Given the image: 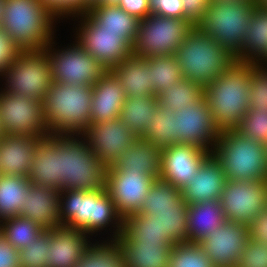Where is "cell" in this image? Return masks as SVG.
Instances as JSON below:
<instances>
[{"instance_id": "obj_50", "label": "cell", "mask_w": 267, "mask_h": 267, "mask_svg": "<svg viewBox=\"0 0 267 267\" xmlns=\"http://www.w3.org/2000/svg\"><path fill=\"white\" fill-rule=\"evenodd\" d=\"M210 0H182L185 19L197 26L203 19Z\"/></svg>"}, {"instance_id": "obj_28", "label": "cell", "mask_w": 267, "mask_h": 267, "mask_svg": "<svg viewBox=\"0 0 267 267\" xmlns=\"http://www.w3.org/2000/svg\"><path fill=\"white\" fill-rule=\"evenodd\" d=\"M161 150L144 137H138L133 146L124 151L107 170L141 171L160 179Z\"/></svg>"}, {"instance_id": "obj_13", "label": "cell", "mask_w": 267, "mask_h": 267, "mask_svg": "<svg viewBox=\"0 0 267 267\" xmlns=\"http://www.w3.org/2000/svg\"><path fill=\"white\" fill-rule=\"evenodd\" d=\"M220 202L227 221L249 224L267 207V181L226 180Z\"/></svg>"}, {"instance_id": "obj_40", "label": "cell", "mask_w": 267, "mask_h": 267, "mask_svg": "<svg viewBox=\"0 0 267 267\" xmlns=\"http://www.w3.org/2000/svg\"><path fill=\"white\" fill-rule=\"evenodd\" d=\"M112 243L89 246L75 267H124V256L120 245L116 240Z\"/></svg>"}, {"instance_id": "obj_5", "label": "cell", "mask_w": 267, "mask_h": 267, "mask_svg": "<svg viewBox=\"0 0 267 267\" xmlns=\"http://www.w3.org/2000/svg\"><path fill=\"white\" fill-rule=\"evenodd\" d=\"M214 145L212 154L220 162L227 180L267 181L264 144L241 135L237 130H226L220 132Z\"/></svg>"}, {"instance_id": "obj_4", "label": "cell", "mask_w": 267, "mask_h": 267, "mask_svg": "<svg viewBox=\"0 0 267 267\" xmlns=\"http://www.w3.org/2000/svg\"><path fill=\"white\" fill-rule=\"evenodd\" d=\"M184 79L205 87L213 83L235 61L212 36L194 26L174 53Z\"/></svg>"}, {"instance_id": "obj_58", "label": "cell", "mask_w": 267, "mask_h": 267, "mask_svg": "<svg viewBox=\"0 0 267 267\" xmlns=\"http://www.w3.org/2000/svg\"><path fill=\"white\" fill-rule=\"evenodd\" d=\"M89 4L94 3L96 0H86Z\"/></svg>"}, {"instance_id": "obj_32", "label": "cell", "mask_w": 267, "mask_h": 267, "mask_svg": "<svg viewBox=\"0 0 267 267\" xmlns=\"http://www.w3.org/2000/svg\"><path fill=\"white\" fill-rule=\"evenodd\" d=\"M257 57H261L258 58L260 60L267 57V8L255 4L243 46L234 58L237 61L250 63H255L256 59L258 63Z\"/></svg>"}, {"instance_id": "obj_23", "label": "cell", "mask_w": 267, "mask_h": 267, "mask_svg": "<svg viewBox=\"0 0 267 267\" xmlns=\"http://www.w3.org/2000/svg\"><path fill=\"white\" fill-rule=\"evenodd\" d=\"M28 179L36 186L62 190V179L59 176V134H49L38 140Z\"/></svg>"}, {"instance_id": "obj_8", "label": "cell", "mask_w": 267, "mask_h": 267, "mask_svg": "<svg viewBox=\"0 0 267 267\" xmlns=\"http://www.w3.org/2000/svg\"><path fill=\"white\" fill-rule=\"evenodd\" d=\"M138 213L151 216V223L174 244L188 242V204L172 183L156 179Z\"/></svg>"}, {"instance_id": "obj_21", "label": "cell", "mask_w": 267, "mask_h": 267, "mask_svg": "<svg viewBox=\"0 0 267 267\" xmlns=\"http://www.w3.org/2000/svg\"><path fill=\"white\" fill-rule=\"evenodd\" d=\"M220 162L211 153L195 173L193 180L181 190L188 205L211 200H220L226 183Z\"/></svg>"}, {"instance_id": "obj_2", "label": "cell", "mask_w": 267, "mask_h": 267, "mask_svg": "<svg viewBox=\"0 0 267 267\" xmlns=\"http://www.w3.org/2000/svg\"><path fill=\"white\" fill-rule=\"evenodd\" d=\"M92 95V86L53 81L42 102L49 134H82L90 125Z\"/></svg>"}, {"instance_id": "obj_37", "label": "cell", "mask_w": 267, "mask_h": 267, "mask_svg": "<svg viewBox=\"0 0 267 267\" xmlns=\"http://www.w3.org/2000/svg\"><path fill=\"white\" fill-rule=\"evenodd\" d=\"M147 213H136L123 220V232L133 241L142 243L174 244L167 235H163L152 223Z\"/></svg>"}, {"instance_id": "obj_26", "label": "cell", "mask_w": 267, "mask_h": 267, "mask_svg": "<svg viewBox=\"0 0 267 267\" xmlns=\"http://www.w3.org/2000/svg\"><path fill=\"white\" fill-rule=\"evenodd\" d=\"M39 139L5 133L0 140V174L28 177Z\"/></svg>"}, {"instance_id": "obj_47", "label": "cell", "mask_w": 267, "mask_h": 267, "mask_svg": "<svg viewBox=\"0 0 267 267\" xmlns=\"http://www.w3.org/2000/svg\"><path fill=\"white\" fill-rule=\"evenodd\" d=\"M149 4L152 14L185 19L182 0H149Z\"/></svg>"}, {"instance_id": "obj_19", "label": "cell", "mask_w": 267, "mask_h": 267, "mask_svg": "<svg viewBox=\"0 0 267 267\" xmlns=\"http://www.w3.org/2000/svg\"><path fill=\"white\" fill-rule=\"evenodd\" d=\"M194 144H174L161 149L160 179L182 189L193 180L204 160L211 154Z\"/></svg>"}, {"instance_id": "obj_45", "label": "cell", "mask_w": 267, "mask_h": 267, "mask_svg": "<svg viewBox=\"0 0 267 267\" xmlns=\"http://www.w3.org/2000/svg\"><path fill=\"white\" fill-rule=\"evenodd\" d=\"M237 267H267V244L249 240L240 254Z\"/></svg>"}, {"instance_id": "obj_27", "label": "cell", "mask_w": 267, "mask_h": 267, "mask_svg": "<svg viewBox=\"0 0 267 267\" xmlns=\"http://www.w3.org/2000/svg\"><path fill=\"white\" fill-rule=\"evenodd\" d=\"M118 79L126 96L154 95L150 63L145 57L131 54L110 70Z\"/></svg>"}, {"instance_id": "obj_57", "label": "cell", "mask_w": 267, "mask_h": 267, "mask_svg": "<svg viewBox=\"0 0 267 267\" xmlns=\"http://www.w3.org/2000/svg\"><path fill=\"white\" fill-rule=\"evenodd\" d=\"M5 135V132L3 130V127H2V124H1V121H0V140L2 139V137Z\"/></svg>"}, {"instance_id": "obj_38", "label": "cell", "mask_w": 267, "mask_h": 267, "mask_svg": "<svg viewBox=\"0 0 267 267\" xmlns=\"http://www.w3.org/2000/svg\"><path fill=\"white\" fill-rule=\"evenodd\" d=\"M146 59L150 63L154 96L158 97L169 86L184 78L174 55L152 56Z\"/></svg>"}, {"instance_id": "obj_41", "label": "cell", "mask_w": 267, "mask_h": 267, "mask_svg": "<svg viewBox=\"0 0 267 267\" xmlns=\"http://www.w3.org/2000/svg\"><path fill=\"white\" fill-rule=\"evenodd\" d=\"M168 267H214L198 243L183 242L171 248Z\"/></svg>"}, {"instance_id": "obj_53", "label": "cell", "mask_w": 267, "mask_h": 267, "mask_svg": "<svg viewBox=\"0 0 267 267\" xmlns=\"http://www.w3.org/2000/svg\"><path fill=\"white\" fill-rule=\"evenodd\" d=\"M120 0H96L90 5H118Z\"/></svg>"}, {"instance_id": "obj_35", "label": "cell", "mask_w": 267, "mask_h": 267, "mask_svg": "<svg viewBox=\"0 0 267 267\" xmlns=\"http://www.w3.org/2000/svg\"><path fill=\"white\" fill-rule=\"evenodd\" d=\"M145 139L151 141L160 150L174 144H183L176 134L175 112L159 106L149 126L146 128Z\"/></svg>"}, {"instance_id": "obj_34", "label": "cell", "mask_w": 267, "mask_h": 267, "mask_svg": "<svg viewBox=\"0 0 267 267\" xmlns=\"http://www.w3.org/2000/svg\"><path fill=\"white\" fill-rule=\"evenodd\" d=\"M28 177L0 174V218L18 216L30 186Z\"/></svg>"}, {"instance_id": "obj_44", "label": "cell", "mask_w": 267, "mask_h": 267, "mask_svg": "<svg viewBox=\"0 0 267 267\" xmlns=\"http://www.w3.org/2000/svg\"><path fill=\"white\" fill-rule=\"evenodd\" d=\"M259 66V62L252 63L250 74L249 108L255 112L267 110V69L263 70Z\"/></svg>"}, {"instance_id": "obj_43", "label": "cell", "mask_w": 267, "mask_h": 267, "mask_svg": "<svg viewBox=\"0 0 267 267\" xmlns=\"http://www.w3.org/2000/svg\"><path fill=\"white\" fill-rule=\"evenodd\" d=\"M241 135L252 138L255 142L267 144V110L255 112L248 109L242 118L241 125L236 129Z\"/></svg>"}, {"instance_id": "obj_39", "label": "cell", "mask_w": 267, "mask_h": 267, "mask_svg": "<svg viewBox=\"0 0 267 267\" xmlns=\"http://www.w3.org/2000/svg\"><path fill=\"white\" fill-rule=\"evenodd\" d=\"M4 221L3 225H0V233L17 250L34 242L44 230L37 223L19 215L4 219Z\"/></svg>"}, {"instance_id": "obj_16", "label": "cell", "mask_w": 267, "mask_h": 267, "mask_svg": "<svg viewBox=\"0 0 267 267\" xmlns=\"http://www.w3.org/2000/svg\"><path fill=\"white\" fill-rule=\"evenodd\" d=\"M84 23L80 28L78 43L89 52L108 71L132 54V48L124 41V34L102 31L86 11Z\"/></svg>"}, {"instance_id": "obj_18", "label": "cell", "mask_w": 267, "mask_h": 267, "mask_svg": "<svg viewBox=\"0 0 267 267\" xmlns=\"http://www.w3.org/2000/svg\"><path fill=\"white\" fill-rule=\"evenodd\" d=\"M88 138V147L107 166L124 151L133 146L138 138L122 120L114 119L103 122H90V125L82 132Z\"/></svg>"}, {"instance_id": "obj_12", "label": "cell", "mask_w": 267, "mask_h": 267, "mask_svg": "<svg viewBox=\"0 0 267 267\" xmlns=\"http://www.w3.org/2000/svg\"><path fill=\"white\" fill-rule=\"evenodd\" d=\"M0 121L7 134L40 138L49 135L42 102L35 98L10 92L1 93Z\"/></svg>"}, {"instance_id": "obj_31", "label": "cell", "mask_w": 267, "mask_h": 267, "mask_svg": "<svg viewBox=\"0 0 267 267\" xmlns=\"http://www.w3.org/2000/svg\"><path fill=\"white\" fill-rule=\"evenodd\" d=\"M86 12L101 25L102 31L124 34V41L132 48L138 34L140 20L118 5H89Z\"/></svg>"}, {"instance_id": "obj_11", "label": "cell", "mask_w": 267, "mask_h": 267, "mask_svg": "<svg viewBox=\"0 0 267 267\" xmlns=\"http://www.w3.org/2000/svg\"><path fill=\"white\" fill-rule=\"evenodd\" d=\"M7 73V74H6ZM10 92L43 102L53 84L47 46L42 49L20 50L15 61L6 69Z\"/></svg>"}, {"instance_id": "obj_33", "label": "cell", "mask_w": 267, "mask_h": 267, "mask_svg": "<svg viewBox=\"0 0 267 267\" xmlns=\"http://www.w3.org/2000/svg\"><path fill=\"white\" fill-rule=\"evenodd\" d=\"M160 103L154 95L127 96L123 102L119 119L137 136L144 137Z\"/></svg>"}, {"instance_id": "obj_7", "label": "cell", "mask_w": 267, "mask_h": 267, "mask_svg": "<svg viewBox=\"0 0 267 267\" xmlns=\"http://www.w3.org/2000/svg\"><path fill=\"white\" fill-rule=\"evenodd\" d=\"M107 166L88 147L66 134H59V176L62 190H101L105 188Z\"/></svg>"}, {"instance_id": "obj_17", "label": "cell", "mask_w": 267, "mask_h": 267, "mask_svg": "<svg viewBox=\"0 0 267 267\" xmlns=\"http://www.w3.org/2000/svg\"><path fill=\"white\" fill-rule=\"evenodd\" d=\"M248 241V224L226 221L198 244L214 267H237Z\"/></svg>"}, {"instance_id": "obj_15", "label": "cell", "mask_w": 267, "mask_h": 267, "mask_svg": "<svg viewBox=\"0 0 267 267\" xmlns=\"http://www.w3.org/2000/svg\"><path fill=\"white\" fill-rule=\"evenodd\" d=\"M155 180L152 175H145L141 171H106L105 189L123 220L129 215L138 213Z\"/></svg>"}, {"instance_id": "obj_56", "label": "cell", "mask_w": 267, "mask_h": 267, "mask_svg": "<svg viewBox=\"0 0 267 267\" xmlns=\"http://www.w3.org/2000/svg\"><path fill=\"white\" fill-rule=\"evenodd\" d=\"M3 1L4 0H0V24H1V21H2Z\"/></svg>"}, {"instance_id": "obj_42", "label": "cell", "mask_w": 267, "mask_h": 267, "mask_svg": "<svg viewBox=\"0 0 267 267\" xmlns=\"http://www.w3.org/2000/svg\"><path fill=\"white\" fill-rule=\"evenodd\" d=\"M50 249L49 230H43L34 242L19 250L20 267H48Z\"/></svg>"}, {"instance_id": "obj_51", "label": "cell", "mask_w": 267, "mask_h": 267, "mask_svg": "<svg viewBox=\"0 0 267 267\" xmlns=\"http://www.w3.org/2000/svg\"><path fill=\"white\" fill-rule=\"evenodd\" d=\"M0 267H20L19 250L0 233Z\"/></svg>"}, {"instance_id": "obj_36", "label": "cell", "mask_w": 267, "mask_h": 267, "mask_svg": "<svg viewBox=\"0 0 267 267\" xmlns=\"http://www.w3.org/2000/svg\"><path fill=\"white\" fill-rule=\"evenodd\" d=\"M203 97V87L196 82L182 79L169 86L157 98L160 106L172 111L181 110Z\"/></svg>"}, {"instance_id": "obj_55", "label": "cell", "mask_w": 267, "mask_h": 267, "mask_svg": "<svg viewBox=\"0 0 267 267\" xmlns=\"http://www.w3.org/2000/svg\"><path fill=\"white\" fill-rule=\"evenodd\" d=\"M218 1L229 2V1H235V0H218ZM239 1L253 2L254 4H257V0H239Z\"/></svg>"}, {"instance_id": "obj_59", "label": "cell", "mask_w": 267, "mask_h": 267, "mask_svg": "<svg viewBox=\"0 0 267 267\" xmlns=\"http://www.w3.org/2000/svg\"><path fill=\"white\" fill-rule=\"evenodd\" d=\"M265 146H266V159H267V144Z\"/></svg>"}, {"instance_id": "obj_54", "label": "cell", "mask_w": 267, "mask_h": 267, "mask_svg": "<svg viewBox=\"0 0 267 267\" xmlns=\"http://www.w3.org/2000/svg\"><path fill=\"white\" fill-rule=\"evenodd\" d=\"M259 6L267 8V0H257Z\"/></svg>"}, {"instance_id": "obj_30", "label": "cell", "mask_w": 267, "mask_h": 267, "mask_svg": "<svg viewBox=\"0 0 267 267\" xmlns=\"http://www.w3.org/2000/svg\"><path fill=\"white\" fill-rule=\"evenodd\" d=\"M226 221L220 200L188 205V242L199 243Z\"/></svg>"}, {"instance_id": "obj_6", "label": "cell", "mask_w": 267, "mask_h": 267, "mask_svg": "<svg viewBox=\"0 0 267 267\" xmlns=\"http://www.w3.org/2000/svg\"><path fill=\"white\" fill-rule=\"evenodd\" d=\"M64 191V193L60 191V196L67 194L66 203L63 204L60 198L59 204V217L63 226L91 233L103 229L112 218L113 220L116 218L119 229L115 232L117 233L114 235L115 239L123 231V219L105 188L90 191L72 189Z\"/></svg>"}, {"instance_id": "obj_48", "label": "cell", "mask_w": 267, "mask_h": 267, "mask_svg": "<svg viewBox=\"0 0 267 267\" xmlns=\"http://www.w3.org/2000/svg\"><path fill=\"white\" fill-rule=\"evenodd\" d=\"M20 48L10 39L9 35L0 26V73L15 61Z\"/></svg>"}, {"instance_id": "obj_46", "label": "cell", "mask_w": 267, "mask_h": 267, "mask_svg": "<svg viewBox=\"0 0 267 267\" xmlns=\"http://www.w3.org/2000/svg\"><path fill=\"white\" fill-rule=\"evenodd\" d=\"M46 6L57 16L85 12L89 3L86 0H42Z\"/></svg>"}, {"instance_id": "obj_1", "label": "cell", "mask_w": 267, "mask_h": 267, "mask_svg": "<svg viewBox=\"0 0 267 267\" xmlns=\"http://www.w3.org/2000/svg\"><path fill=\"white\" fill-rule=\"evenodd\" d=\"M252 63L233 61L213 83L203 88V96L219 132L236 130L249 109Z\"/></svg>"}, {"instance_id": "obj_3", "label": "cell", "mask_w": 267, "mask_h": 267, "mask_svg": "<svg viewBox=\"0 0 267 267\" xmlns=\"http://www.w3.org/2000/svg\"><path fill=\"white\" fill-rule=\"evenodd\" d=\"M56 15L42 0H4L1 28L20 50L50 46Z\"/></svg>"}, {"instance_id": "obj_29", "label": "cell", "mask_w": 267, "mask_h": 267, "mask_svg": "<svg viewBox=\"0 0 267 267\" xmlns=\"http://www.w3.org/2000/svg\"><path fill=\"white\" fill-rule=\"evenodd\" d=\"M114 240L123 252L124 267H168L174 244L133 242L123 231Z\"/></svg>"}, {"instance_id": "obj_25", "label": "cell", "mask_w": 267, "mask_h": 267, "mask_svg": "<svg viewBox=\"0 0 267 267\" xmlns=\"http://www.w3.org/2000/svg\"><path fill=\"white\" fill-rule=\"evenodd\" d=\"M90 122H103L118 119L127 98L116 76L106 71L92 86Z\"/></svg>"}, {"instance_id": "obj_10", "label": "cell", "mask_w": 267, "mask_h": 267, "mask_svg": "<svg viewBox=\"0 0 267 267\" xmlns=\"http://www.w3.org/2000/svg\"><path fill=\"white\" fill-rule=\"evenodd\" d=\"M194 26L186 19L149 14L140 20L132 54L139 57L174 55Z\"/></svg>"}, {"instance_id": "obj_52", "label": "cell", "mask_w": 267, "mask_h": 267, "mask_svg": "<svg viewBox=\"0 0 267 267\" xmlns=\"http://www.w3.org/2000/svg\"><path fill=\"white\" fill-rule=\"evenodd\" d=\"M118 6L139 20L151 14L149 0H120Z\"/></svg>"}, {"instance_id": "obj_24", "label": "cell", "mask_w": 267, "mask_h": 267, "mask_svg": "<svg viewBox=\"0 0 267 267\" xmlns=\"http://www.w3.org/2000/svg\"><path fill=\"white\" fill-rule=\"evenodd\" d=\"M85 234L66 226L49 229L48 267H75L89 247Z\"/></svg>"}, {"instance_id": "obj_14", "label": "cell", "mask_w": 267, "mask_h": 267, "mask_svg": "<svg viewBox=\"0 0 267 267\" xmlns=\"http://www.w3.org/2000/svg\"><path fill=\"white\" fill-rule=\"evenodd\" d=\"M47 53L53 81L67 85L93 86L107 71L97 59L77 43L59 53Z\"/></svg>"}, {"instance_id": "obj_9", "label": "cell", "mask_w": 267, "mask_h": 267, "mask_svg": "<svg viewBox=\"0 0 267 267\" xmlns=\"http://www.w3.org/2000/svg\"><path fill=\"white\" fill-rule=\"evenodd\" d=\"M253 2L210 0L203 19L197 27L234 57L243 46L244 36L249 30V18Z\"/></svg>"}, {"instance_id": "obj_49", "label": "cell", "mask_w": 267, "mask_h": 267, "mask_svg": "<svg viewBox=\"0 0 267 267\" xmlns=\"http://www.w3.org/2000/svg\"><path fill=\"white\" fill-rule=\"evenodd\" d=\"M249 240L267 244V207L248 224Z\"/></svg>"}, {"instance_id": "obj_20", "label": "cell", "mask_w": 267, "mask_h": 267, "mask_svg": "<svg viewBox=\"0 0 267 267\" xmlns=\"http://www.w3.org/2000/svg\"><path fill=\"white\" fill-rule=\"evenodd\" d=\"M175 118L176 134L183 143L209 150L207 144L217 141L220 132L204 96L197 102L175 111Z\"/></svg>"}, {"instance_id": "obj_22", "label": "cell", "mask_w": 267, "mask_h": 267, "mask_svg": "<svg viewBox=\"0 0 267 267\" xmlns=\"http://www.w3.org/2000/svg\"><path fill=\"white\" fill-rule=\"evenodd\" d=\"M60 190L30 184L19 216L44 230L62 227L59 217Z\"/></svg>"}]
</instances>
